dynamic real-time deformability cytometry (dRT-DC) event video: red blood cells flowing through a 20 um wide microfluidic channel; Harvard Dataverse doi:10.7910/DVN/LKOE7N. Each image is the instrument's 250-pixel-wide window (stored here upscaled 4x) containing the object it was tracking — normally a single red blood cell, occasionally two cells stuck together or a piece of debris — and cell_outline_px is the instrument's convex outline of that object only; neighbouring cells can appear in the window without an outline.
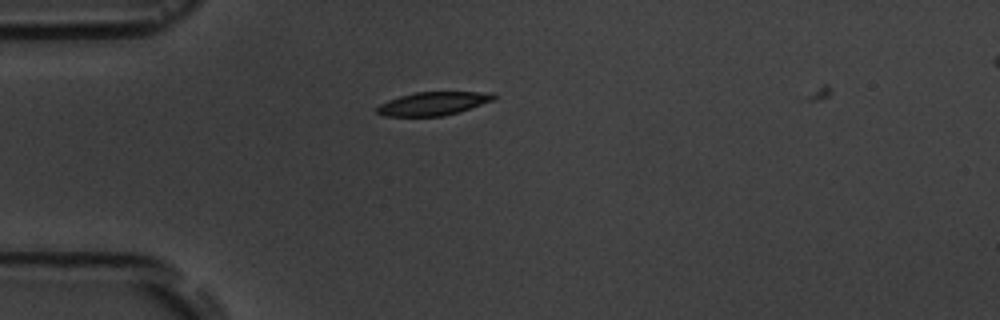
{"species": "common noctule bat (a hibernating species)", "species_latin": "Nyctalus noctula", "temperature_condition": "room temperature", "stored_images_in_passage": 8, "camera_frame_rate_fps": 3000, "um_per_image_px": 0.085, "animal": {"sex": "male", "body_mass_g": 19.5, "forearm_length_mm": 54.6}, "frame": {"image": 1, "passage_image": 1, "time_ms": 0.0, "image_size_px": [1000, 320], "cell_outline_px": [[496, 100], [444, 116], [384, 116], [376, 112], [376, 108], [380, 104], [388, 100], [400, 96], [416, 92], [492, 92], [496, 96]], "centroid_in_image_um": [36.84, 8.8], "position_along_channel_um": 48.2, "area_um2": 15.9}}
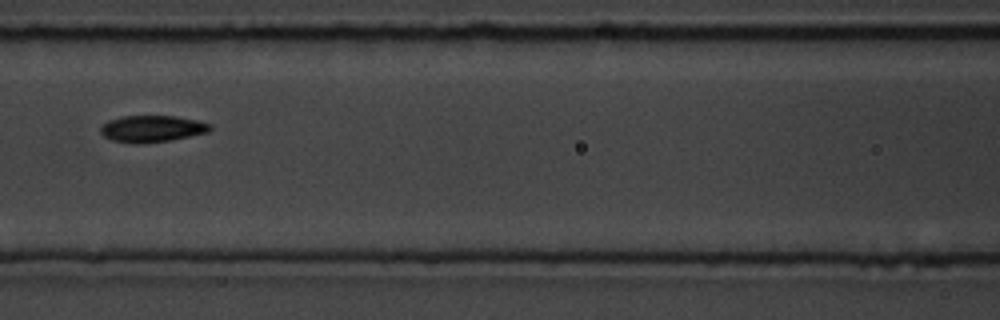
{"frame": {"image": 2, "passage_image": 4, "time_ms": 3.333, "image_size_px": [1000, 320], "cell_outline_px": [[212, 128], [208, 132], [168, 140], [144, 144], [112, 140], [104, 136], [100, 132], [100, 128], [108, 120], [120, 116], [176, 116], [196, 120], [212, 124]], "centroid_in_image_um": [12.91, 10.93], "position_along_channel_um": 153.7, "area_um2": 16.88}}
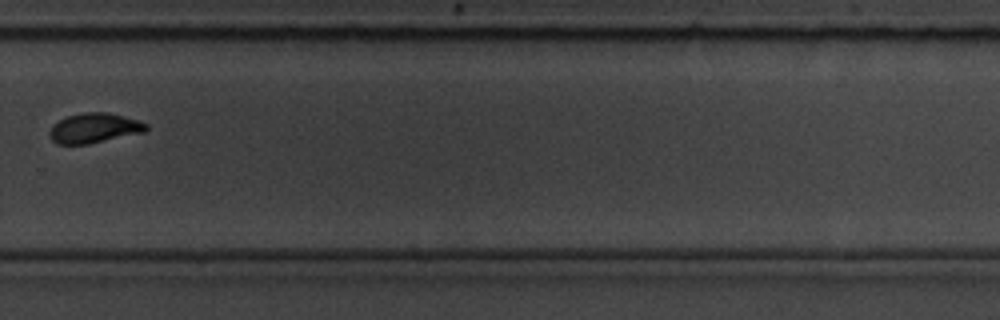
{"frame": {"image": 3, "passage_image": 8, "time_ms": 8.0, "image_size_px": [1000, 320], "cell_outline_px": [[148, 128], [144, 132], [88, 144], [56, 144], [48, 136], [48, 132], [52, 124], [68, 116], [84, 112], [108, 112], [136, 120], [148, 124]], "centroid_in_image_um": [7.96, 10.89], "position_along_channel_um": 321.8, "area_um2": 16.76}}